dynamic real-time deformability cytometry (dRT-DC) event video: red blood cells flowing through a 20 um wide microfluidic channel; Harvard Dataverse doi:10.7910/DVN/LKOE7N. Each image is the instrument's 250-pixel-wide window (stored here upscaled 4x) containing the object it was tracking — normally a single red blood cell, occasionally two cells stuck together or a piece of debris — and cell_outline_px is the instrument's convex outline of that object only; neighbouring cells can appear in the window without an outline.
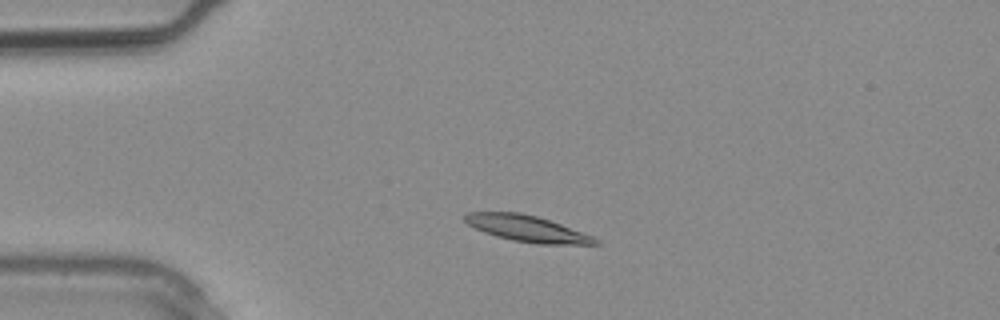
{"species": "common noctule bat (a hibernating species)", "species_latin": "Nyctalus noctula", "temperature_condition": "warm", "stored_images_in_passage": 2, "camera_frame_rate_fps": 3000, "um_per_image_px": 0.085, "animal": {"sex": "male", "body_mass_g": 20.4}, "frame": {"image": 1, "passage_image": 2, "time_ms": 0.333, "image_size_px": [1000, 320], "cell_outline_px": [[600, 244], [536, 244], [512, 240], [496, 236], [484, 232], [468, 224], [464, 220], [464, 216], [468, 212], [520, 212], [536, 216], [560, 224], [592, 236], [600, 240]], "centroid_in_image_um": [44.79, 19.43], "position_along_channel_um": 40.2, "area_um2": 19.71}}